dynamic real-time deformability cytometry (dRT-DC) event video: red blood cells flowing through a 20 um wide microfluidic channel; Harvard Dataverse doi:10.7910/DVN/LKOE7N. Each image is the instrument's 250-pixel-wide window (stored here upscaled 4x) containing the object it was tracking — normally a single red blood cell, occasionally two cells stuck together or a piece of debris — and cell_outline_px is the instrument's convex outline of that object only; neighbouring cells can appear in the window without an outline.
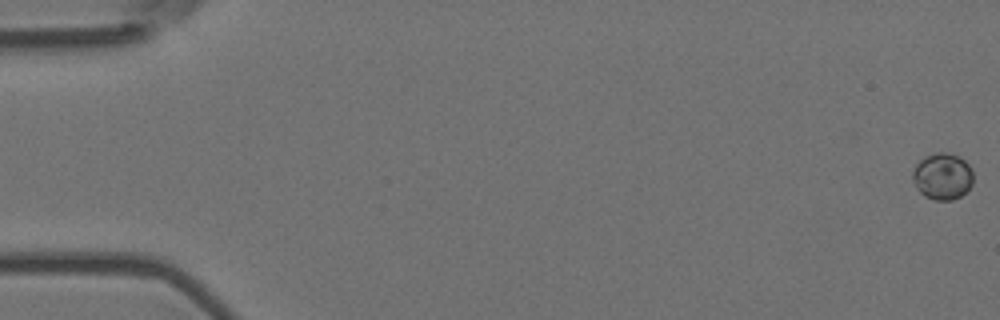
{"species": "Egyptian fruit bat (a non-hibernating species)", "species_latin": "Rousettus aegyptiacus", "temperature_condition": "room temperature", "stored_images_in_passage": 57, "camera_frame_rate_fps": 3000, "um_per_image_px": 0.085, "animal": {"sex": "female"}, "frame": {"image": 1, "passage_image": 1, "time_ms": 0.0, "image_size_px": [1000, 320], "cell_outline_px": [[972, 184], [960, 196], [952, 200], [936, 200], [924, 196], [916, 188], [912, 180], [912, 172], [916, 164], [924, 156], [936, 152], [948, 152], [960, 156], [972, 168]], "centroid_in_image_um": [80.09, 14.97], "position_along_channel_um": 4.9, "area_um2": 16.59}}
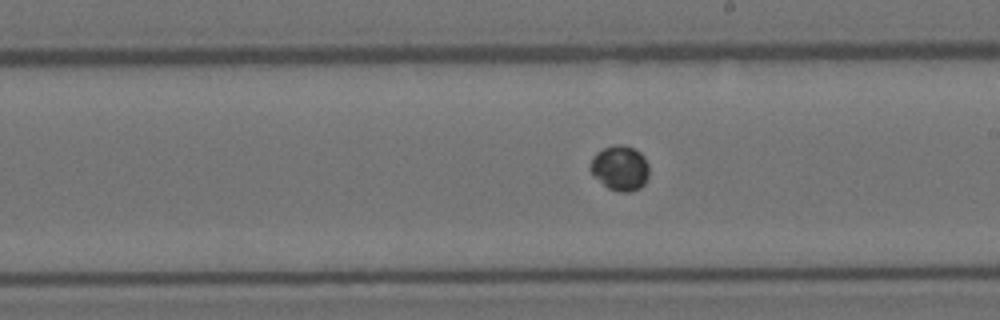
{"frame": {"image": 2, "passage_image": 33, "time_ms": 10.667, "image_size_px": [1000, 320], "cell_outline_px": [[648, 176], [644, 184], [640, 188], [628, 192], [620, 192], [608, 188], [592, 176], [588, 168], [592, 156], [596, 152], [604, 148], [616, 144], [624, 144], [640, 152], [644, 156], [648, 164]], "centroid_in_image_um": [52.67, 14.28], "position_along_channel_um": 236.3, "area_um2": 15.66}}
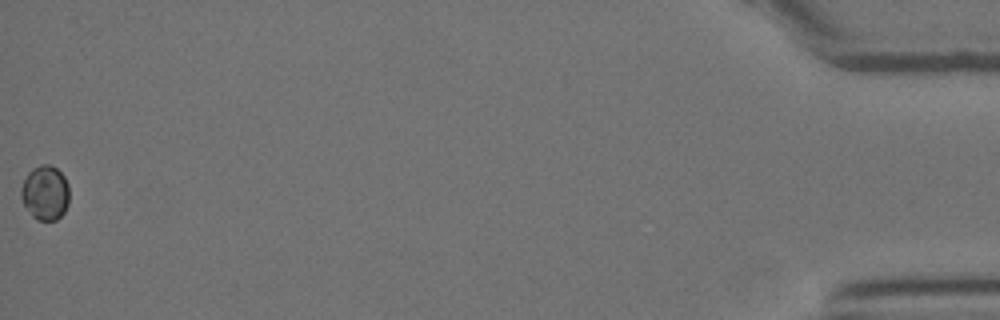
{"frame": {"image": 3, "passage_image": 57, "time_ms": 18.667, "image_size_px": [1000, 320], "cell_outline_px": [[68, 204], [64, 212], [56, 220], [36, 220], [32, 216], [24, 204], [20, 196], [20, 188], [28, 172], [32, 168], [40, 164], [48, 164], [56, 168], [64, 176], [68, 184]], "centroid_in_image_um": [3.82, 16.38], "position_along_channel_um": 431.4, "area_um2": 15.37}, "authors_computed_cell_mechanics": {"area_um2": 15.0858, "velocity_mm_per_s": 3.653, "shape_relaxation_time_tau1_ms": 0.1524, "shape_relaxation_time_tau2_ms": null, "deformation_change_tau1": 0.0136, "deformation_change_tau2": null}}